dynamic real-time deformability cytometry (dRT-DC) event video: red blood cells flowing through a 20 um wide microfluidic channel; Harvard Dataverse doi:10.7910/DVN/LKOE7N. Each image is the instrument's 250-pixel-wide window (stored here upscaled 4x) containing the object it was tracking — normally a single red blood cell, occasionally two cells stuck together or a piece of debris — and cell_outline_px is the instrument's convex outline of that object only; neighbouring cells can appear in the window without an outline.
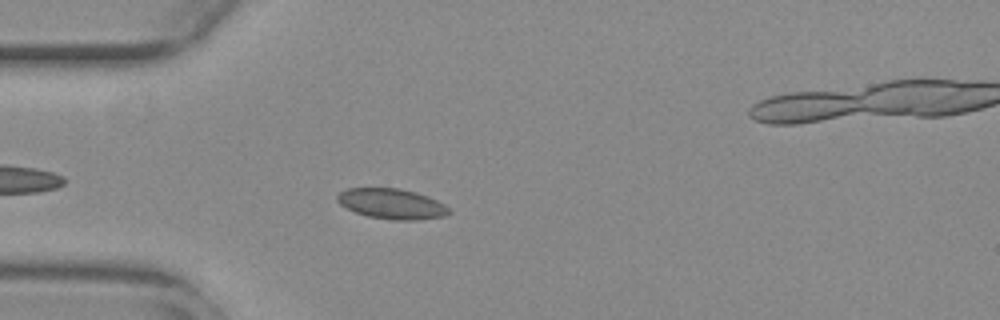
{"species": "common noctule bat (a hibernating species)", "species_latin": "Nyctalus noctula", "temperature_condition": "warm", "stored_images_in_passage": 46, "camera_frame_rate_fps": 3000, "um_per_image_px": 0.085, "animal": {"sex": "female", "body_mass_g": 29.2, "forearm_length_mm": 56.3}, "frame": {"image": 1, "passage_image": 6, "time_ms": 1.667, "image_size_px": [1000, 320], "cell_outline_px": [[452, 212], [444, 216], [416, 220], [392, 220], [368, 216], [356, 212], [340, 204], [336, 200], [336, 196], [340, 192], [348, 188], [396, 188], [416, 192], [428, 196], [444, 204]], "centroid_in_image_um": [33.3, 17.32], "position_along_channel_um": 51.7, "area_um2": 19.65}}
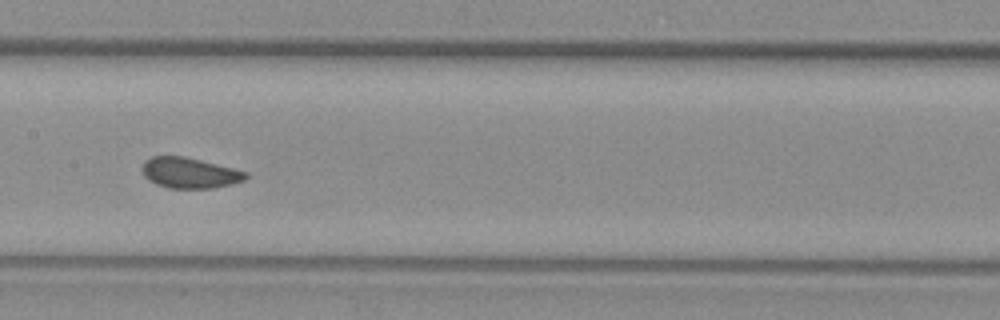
{"frame": {"image": 2, "passage_image": 18, "time_ms": 5.667, "image_size_px": [1000, 320], "cell_outline_px": [[248, 176], [244, 180], [232, 184], [212, 188], [168, 188], [156, 184], [148, 180], [144, 176], [144, 160], [152, 156], [184, 156], [248, 172]], "centroid_in_image_um": [16.12, 14.7], "position_along_channel_um": 191.3, "area_um2": 18.32}}
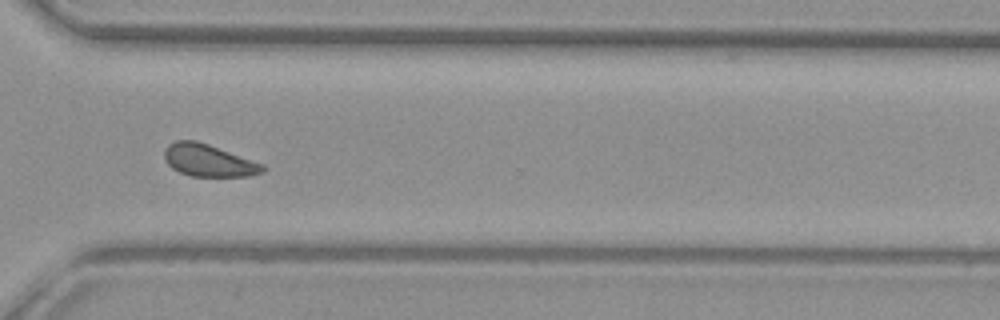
{"frame": {"image": 3, "passage_image": 31, "time_ms": 10.0, "image_size_px": [1000, 320], "cell_outline_px": [[268, 168], [264, 172], [248, 176], [192, 176], [180, 172], [172, 168], [168, 164], [164, 156], [164, 152], [168, 144], [176, 140], [196, 140], [208, 144], [264, 164]], "centroid_in_image_um": [17.75, 13.64], "position_along_channel_um": 352.8, "area_um2": 18.44}, "authors_computed_cell_mechanics": {"area_um2": 18.9006, "velocity_mm_per_s": 3.7323, "shape_relaxation_time_tau1_ms": 7.8127, "shape_relaxation_time_tau2_ms": null, "deformation_change_tau1": 0.0861, "deformation_change_tau2": null}}